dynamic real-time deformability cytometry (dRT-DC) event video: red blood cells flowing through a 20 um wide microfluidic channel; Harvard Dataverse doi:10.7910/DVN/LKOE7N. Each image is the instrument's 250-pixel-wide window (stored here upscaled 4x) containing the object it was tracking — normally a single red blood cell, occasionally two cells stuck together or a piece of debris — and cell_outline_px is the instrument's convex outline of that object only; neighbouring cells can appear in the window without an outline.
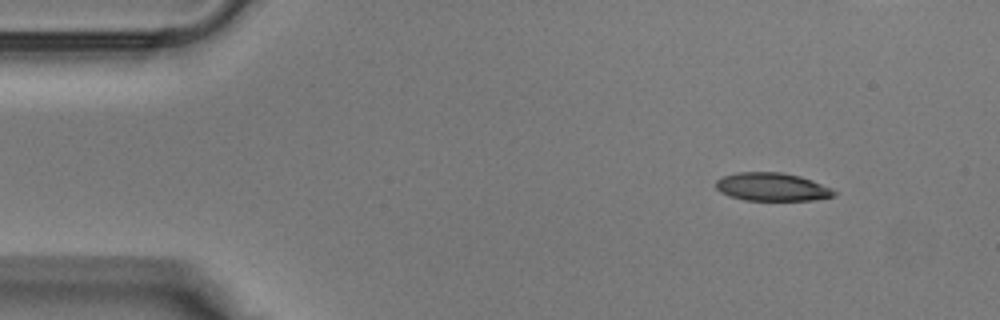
{"species": "Egyptian fruit bat (a non-hibernating species)", "species_latin": "Rousettus aegyptiacus", "temperature_condition": "warm", "stored_images_in_passage": 36, "camera_frame_rate_fps": 3000, "um_per_image_px": 0.085, "animal": {"sex": "male"}, "frame": {"image": 1, "passage_image": 1, "time_ms": 0.0, "image_size_px": [1000, 320], "cell_outline_px": [[836, 196], [812, 200], [744, 200], [728, 196], [720, 192], [716, 188], [716, 180], [720, 176], [736, 172], [780, 172], [800, 176], [812, 180], [832, 188], [836, 192]], "centroid_in_image_um": [65.59, 15.88], "position_along_channel_um": 19.4, "area_um2": 19.59}}
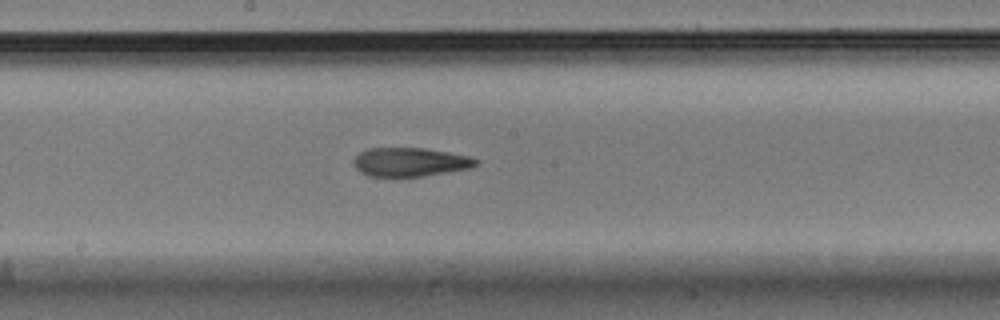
{"frame": {"image": 2, "passage_image": 17, "time_ms": 5.333, "image_size_px": [1000, 320], "cell_outline_px": [[480, 164], [472, 168], [424, 176], [368, 176], [360, 172], [356, 168], [356, 156], [360, 152], [368, 148], [424, 148], [448, 152], [468, 156], [480, 160]], "centroid_in_image_um": [34.93, 13.77], "position_along_channel_um": 213.3, "area_um2": 20.46}}
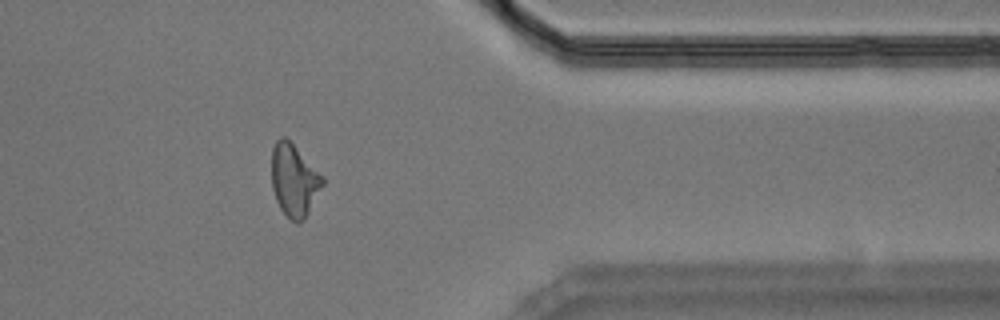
{"frame": {"image": 3, "passage_image": 28, "time_ms": 9.0, "image_size_px": [1000, 320], "cell_outline_px": [[324, 184], [304, 220], [300, 224], [296, 224], [280, 208], [276, 200], [272, 188], [272, 148], [276, 140], [280, 136], [284, 136], [324, 176]], "centroid_in_image_um": [25.0, 15.34], "position_along_channel_um": 386.4, "area_um2": 21.39}}